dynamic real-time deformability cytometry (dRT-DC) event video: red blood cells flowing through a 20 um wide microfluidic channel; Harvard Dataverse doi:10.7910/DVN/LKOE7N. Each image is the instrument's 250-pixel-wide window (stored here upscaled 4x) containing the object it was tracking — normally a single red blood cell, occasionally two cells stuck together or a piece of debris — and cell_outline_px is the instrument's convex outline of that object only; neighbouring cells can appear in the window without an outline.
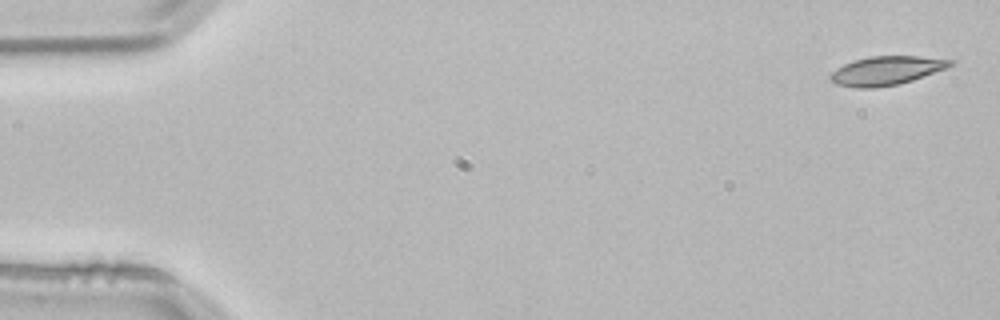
{"species": "common noctule bat (a hibernating species)", "species_latin": "Nyctalus noctula", "temperature_condition": "room temperature", "stored_images_in_passage": 4, "segment_of_instrument_passage": [1, 2], "camera_frame_rate_fps": 3000, "um_per_image_px": 0.085, "animal": {"sex": "male", "body_mass_g": 21.5, "forearm_length_mm": 52.0}, "frame": {"image": 1, "passage_image": 1, "time_ms": 0.0, "image_size_px": [1000, 320], "cell_outline_px": [[956, 60], [948, 68], [912, 80], [896, 84], [876, 88], [856, 88], [836, 84], [828, 80], [828, 76], [836, 68], [844, 64], [868, 56], [920, 56]], "centroid_in_image_um": [75.33, 6.0], "position_along_channel_um": 9.7, "area_um2": 20.23}}
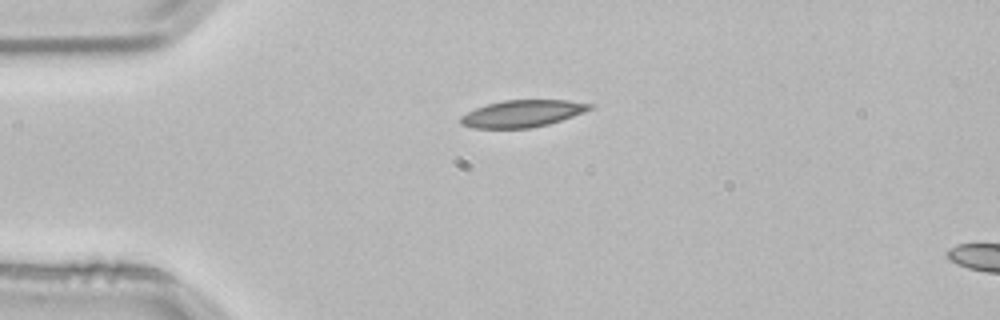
{"frame": {"image": 2, "passage_image": 3, "time_ms": 0.667, "image_size_px": [1000, 320], "cell_outline_px": [[592, 108], [584, 112], [548, 124], [528, 128], [472, 128], [460, 124], [460, 116], [476, 108], [488, 104], [504, 100], [568, 100], [592, 104]], "centroid_in_image_um": [44.37, 9.65], "position_along_channel_um": 40.6, "area_um2": 20.11}}